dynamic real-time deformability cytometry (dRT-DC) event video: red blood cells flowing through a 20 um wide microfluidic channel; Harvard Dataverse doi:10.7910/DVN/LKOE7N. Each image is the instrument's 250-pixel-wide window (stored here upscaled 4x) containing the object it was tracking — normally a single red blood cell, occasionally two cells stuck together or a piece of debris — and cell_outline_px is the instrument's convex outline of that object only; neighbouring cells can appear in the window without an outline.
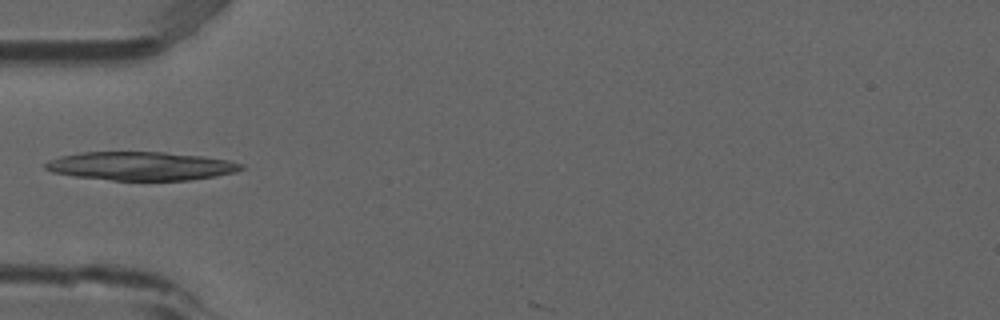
{"species": "common noctule bat (a hibernating species)", "species_latin": "Nyctalus noctula", "temperature_condition": "room temperature", "stored_images_in_passage": 5, "camera_frame_rate_fps": 3000, "um_per_image_px": 0.085, "animal": {"sex": "male", "forearm_length_mm": 52.5}, "frame": {"image": 1, "passage_image": 5, "time_ms": 1.333, "image_size_px": [1000, 320], "cell_outline_px": [[244, 168], [236, 172], [216, 176], [188, 180], [112, 180], [76, 176], [52, 172], [44, 168], [44, 164], [48, 160], [60, 156], [80, 152], [164, 152], [204, 156], [228, 160], [244, 164]], "centroid_in_image_um": [11.99, 14.1], "position_along_channel_um": 73.0, "area_um2": 32.6}}